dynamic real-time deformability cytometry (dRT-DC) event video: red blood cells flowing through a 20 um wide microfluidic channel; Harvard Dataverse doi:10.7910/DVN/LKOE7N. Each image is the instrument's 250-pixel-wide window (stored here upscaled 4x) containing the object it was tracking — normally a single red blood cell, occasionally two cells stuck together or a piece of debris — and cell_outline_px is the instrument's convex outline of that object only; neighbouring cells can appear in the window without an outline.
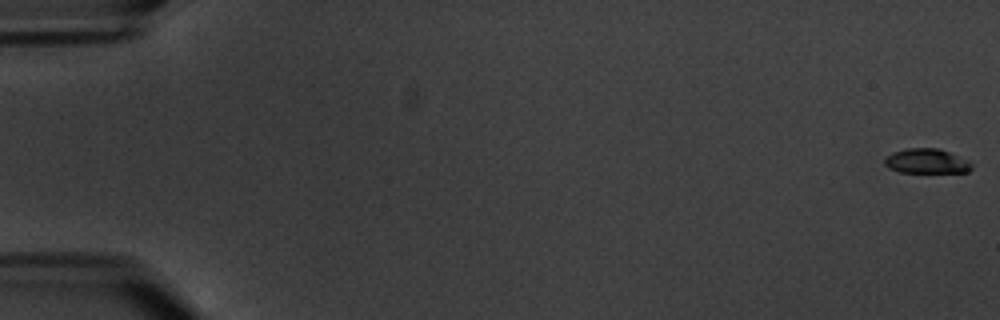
{"species": "common noctule bat (a hibernating species)", "species_latin": "Nyctalus noctula", "temperature_condition": "warm", "stored_images_in_passage": 7, "camera_frame_rate_fps": 3000, "um_per_image_px": 0.085, "animal": {"sex": "male", "body_mass_g": 20.1, "forearm_length_mm": 53.5}, "frame": {"image": 1, "passage_image": 1, "time_ms": 0.0, "image_size_px": [1000, 320], "cell_outline_px": [[972, 168], [968, 172], [900, 172], [888, 168], [884, 164], [884, 160], [892, 152], [908, 148], [936, 148], [948, 152], [968, 160], [972, 164]], "centroid_in_image_um": [78.75, 13.7], "position_along_channel_um": 6.3, "area_um2": 12.43}}